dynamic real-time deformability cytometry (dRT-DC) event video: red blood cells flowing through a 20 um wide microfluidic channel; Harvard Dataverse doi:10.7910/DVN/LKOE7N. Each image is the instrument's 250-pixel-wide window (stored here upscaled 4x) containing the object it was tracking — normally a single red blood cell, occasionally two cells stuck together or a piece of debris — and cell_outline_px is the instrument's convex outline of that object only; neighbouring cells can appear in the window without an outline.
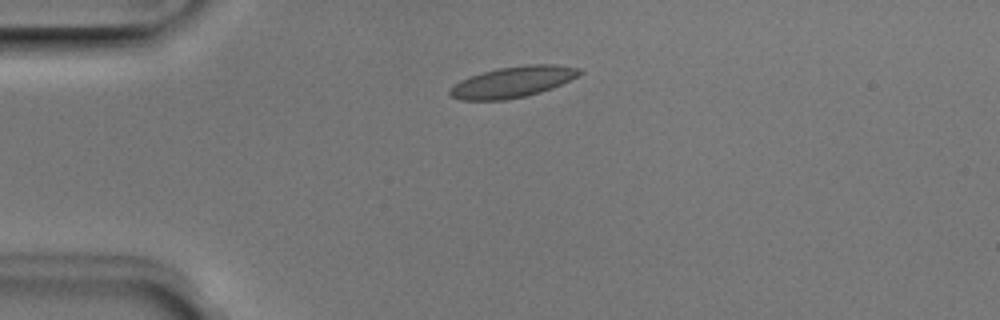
{"species": "Egyptian fruit bat (a non-hibernating species)", "species_latin": "Rousettus aegyptiacus", "temperature_condition": "room temperature", "stored_images_in_passage": 3, "camera_frame_rate_fps": 3000, "um_per_image_px": 0.085, "animal": {"sex": "male"}, "frame": {"image": 1, "passage_image": 2, "time_ms": 0.333, "image_size_px": [1000, 320], "cell_outline_px": [[584, 72], [552, 88], [540, 92], [524, 96], [504, 100], [460, 100], [452, 96], [448, 92], [460, 80], [484, 72], [500, 68], [524, 64], [556, 64], [580, 68]], "centroid_in_image_um": [43.61, 6.96], "position_along_channel_um": 41.4, "area_um2": 23.06}}